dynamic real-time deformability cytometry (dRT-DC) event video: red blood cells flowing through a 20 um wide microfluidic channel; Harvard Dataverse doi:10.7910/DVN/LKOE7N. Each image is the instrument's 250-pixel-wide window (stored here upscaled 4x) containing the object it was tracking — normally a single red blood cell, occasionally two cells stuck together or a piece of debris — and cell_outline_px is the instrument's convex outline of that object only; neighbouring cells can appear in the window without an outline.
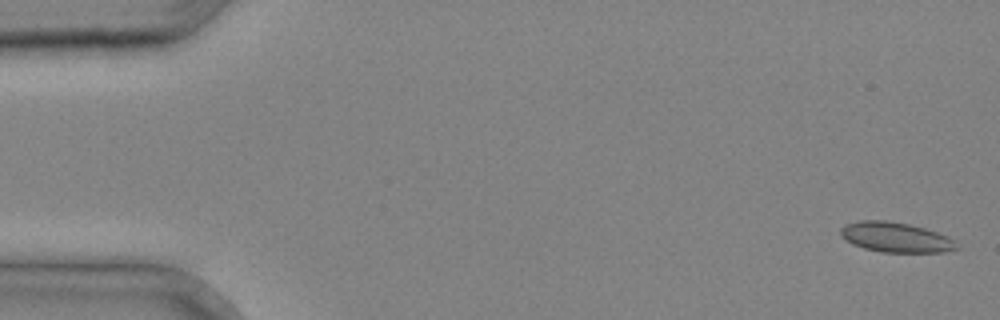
{"species": "common noctule bat (a hibernating species)", "species_latin": "Nyctalus noctula", "temperature_condition": "cold", "stored_images_in_passage": 37, "camera_frame_rate_fps": 3000, "um_per_image_px": 0.085, "animal": {"sex": "male", "body_mass_g": 20.4}, "frame": {"image": 1, "passage_image": 1, "time_ms": 0.0, "image_size_px": [1000, 320], "cell_outline_px": [[960, 248], [944, 252], [880, 252], [864, 248], [852, 244], [840, 236], [840, 228], [844, 224], [860, 220], [888, 220], [908, 224], [924, 228], [948, 236], [956, 240]], "centroid_in_image_um": [76.13, 20.17], "position_along_channel_um": 8.9, "area_um2": 20.52}}
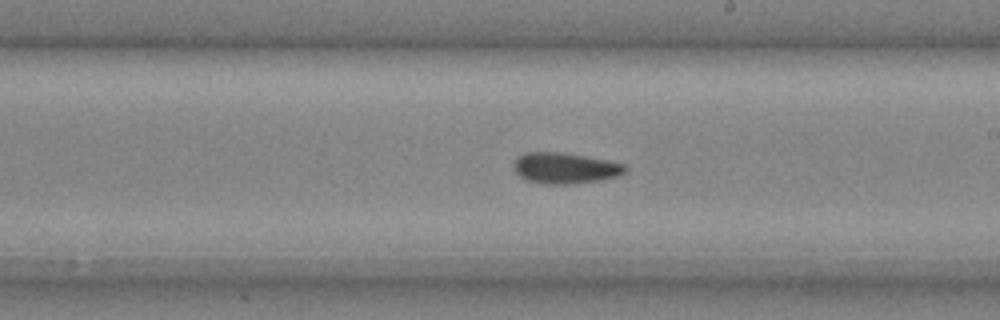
{"frame": {"image": 2, "passage_image": 22, "time_ms": 7.0, "image_size_px": [1000, 320], "cell_outline_px": [[628, 168], [624, 172], [616, 176], [600, 180], [568, 184], [544, 184], [528, 180], [520, 176], [512, 168], [512, 164], [516, 156], [524, 152], [560, 152], [584, 156], [624, 164]], "centroid_in_image_um": [47.95, 14.28], "position_along_channel_um": 241.0, "area_um2": 20.0}}
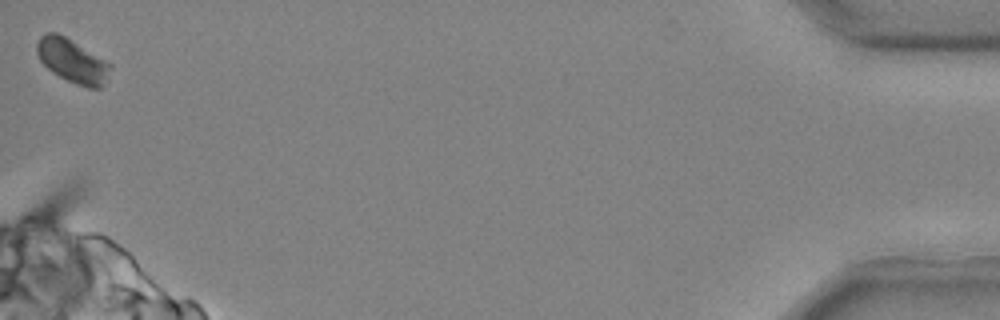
{"frame": {"image": 3, "passage_image": 37, "time_ms": 12.0, "image_size_px": [1000, 320], "cell_outline_px": [[112, 68], [104, 84], [100, 88], [88, 88], [76, 84], [52, 72], [40, 60], [36, 52], [36, 44], [40, 36], [48, 32], [56, 32], [64, 36], [112, 64]], "centroid_in_image_um": [6.15, 5.17], "position_along_channel_um": 429.0, "area_um2": 18.55}}